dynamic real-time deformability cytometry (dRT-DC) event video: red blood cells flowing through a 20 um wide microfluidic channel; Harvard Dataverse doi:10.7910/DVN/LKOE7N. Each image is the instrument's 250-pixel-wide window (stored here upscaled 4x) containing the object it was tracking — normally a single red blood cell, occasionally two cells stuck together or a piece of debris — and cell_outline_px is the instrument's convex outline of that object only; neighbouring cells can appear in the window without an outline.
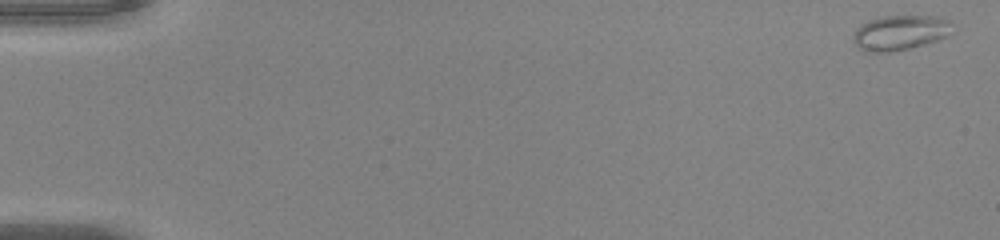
{"species": "common noctule bat (a hibernating species)", "species_latin": "Nyctalus noctula", "temperature_condition": "warm", "stored_images_in_passage": 50, "camera_frame_rate_fps": 3000, "um_per_image_px": 0.085, "animal": {"sex": "male", "body_mass_g": 20.0, "forearm_length_mm": 53.3}, "frame": {"image": 1, "passage_image": 1, "time_ms": 0.0, "image_size_px": [1000, 240], "cell_outline_px": [[952, 20], [948, 36], [924, 44], [892, 52], [864, 52], [852, 40], [852, 36], [856, 28], [860, 24], [868, 20], [880, 16], [936, 16]], "centroid_in_image_um": [76.46, 2.77], "position_along_channel_um": 8.5, "area_um2": 20.29}}
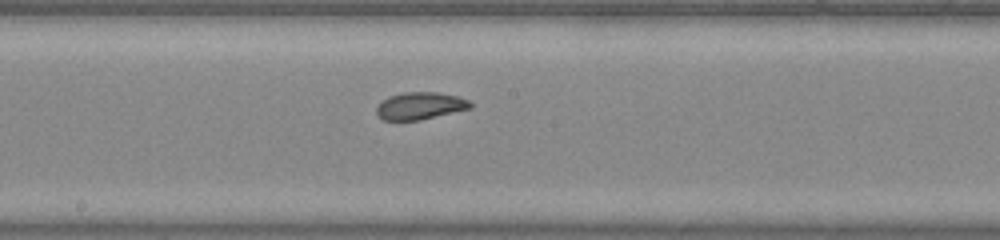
{"frame": {"image": 2, "passage_image": 28, "time_ms": 9.0, "image_size_px": [1000, 240], "cell_outline_px": [[472, 108], [420, 120], [384, 120], [376, 112], [376, 108], [388, 96], [404, 92], [436, 92], [456, 96], [468, 100], [472, 104]], "centroid_in_image_um": [35.72, 8.99], "position_along_channel_um": 212.5, "area_um2": 14.74}}
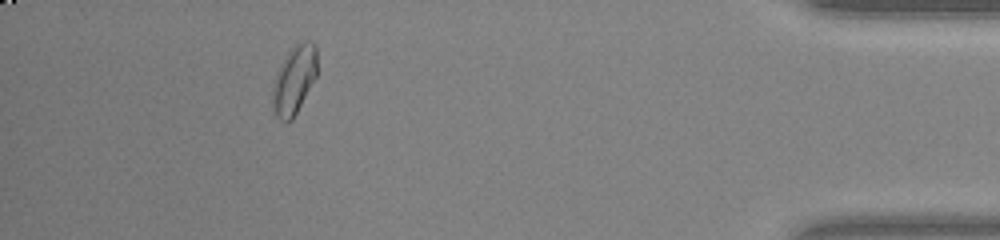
{"frame": {"image": 3, "passage_image": 46, "time_ms": 15.0, "image_size_px": [1000, 240], "cell_outline_px": [[316, 76], [292, 120], [280, 120], [276, 116], [272, 104], [272, 84], [276, 72], [280, 64], [288, 52], [296, 44], [304, 40], [308, 40], [316, 44]], "centroid_in_image_um": [24.98, 6.76], "position_along_channel_um": 410.2, "area_um2": 17.63}, "authors_computed_cell_mechanics": {"area_um2": 16.3285, "velocity_mm_per_s": 4.1376, "shape_relaxation_time_tau1_ms": null, "shape_relaxation_time_tau2_ms": 1.7563, "deformation_change_tau1": null, "deformation_change_tau2": 0.041}}